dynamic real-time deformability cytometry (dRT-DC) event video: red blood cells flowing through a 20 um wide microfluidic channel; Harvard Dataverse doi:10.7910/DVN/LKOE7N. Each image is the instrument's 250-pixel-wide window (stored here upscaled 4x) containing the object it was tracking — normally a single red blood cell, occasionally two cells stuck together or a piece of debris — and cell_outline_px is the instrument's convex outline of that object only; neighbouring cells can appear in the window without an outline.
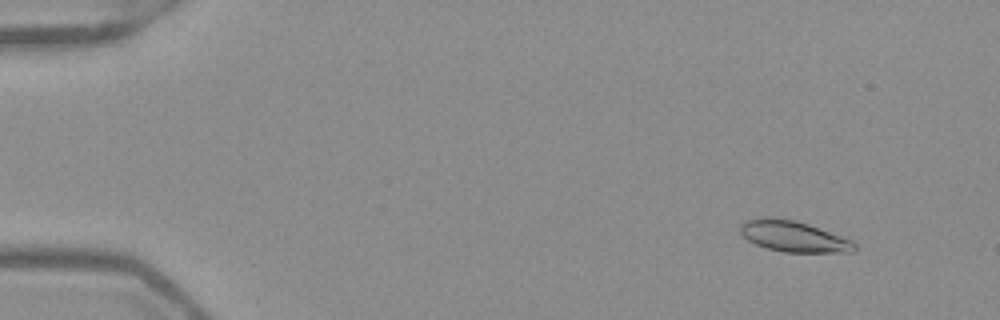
{"species": "Egyptian fruit bat (a non-hibernating species)", "species_latin": "Rousettus aegyptiacus", "temperature_condition": "warm", "stored_images_in_passage": 53, "camera_frame_rate_fps": 3000, "um_per_image_px": 0.085, "frame": {"image": 1, "passage_image": 6, "time_ms": 1.667, "image_size_px": [1000, 320], "cell_outline_px": [[856, 248], [852, 252], [784, 252], [768, 248], [756, 244], [748, 240], [740, 232], [740, 224], [744, 220], [764, 216], [768, 216], [796, 220], [808, 224], [852, 240], [856, 244]], "centroid_in_image_um": [67.42, 20.07], "position_along_channel_um": 17.6, "area_um2": 20.63}}
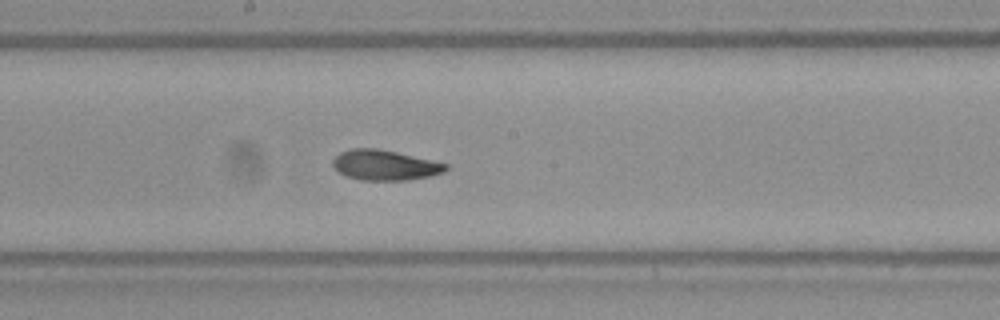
{"frame": {"image": 2, "passage_image": 30, "time_ms": 9.667, "image_size_px": [1000, 320], "cell_outline_px": [[448, 168], [444, 172], [428, 176], [408, 180], [360, 180], [348, 176], [340, 172], [332, 164], [332, 160], [340, 152], [352, 148], [376, 148], [396, 152], [432, 160], [448, 164]], "centroid_in_image_um": [32.71, 14.03], "position_along_channel_um": 215.5, "area_um2": 19.71}}
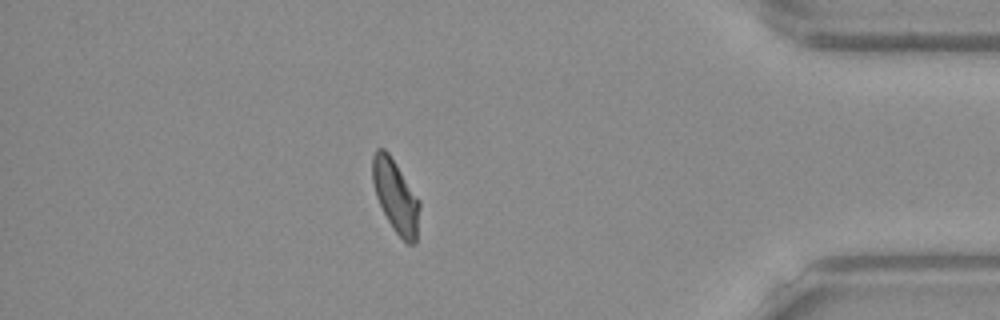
{"frame": {"image": 3, "passage_image": 47, "time_ms": 15.333, "image_size_px": [1000, 320], "cell_outline_px": [[420, 204], [416, 244], [408, 244], [392, 228], [376, 196], [372, 180], [372, 156], [376, 148], [384, 148], [388, 152], [420, 200]], "centroid_in_image_um": [33.63, 16.66], "position_along_channel_um": 401.6, "area_um2": 19.83}, "authors_computed_cell_mechanics": {"area_um2": 20.1722, "velocity_mm_per_s": 3.9238, "shape_relaxation_time_tau1_ms": 2.5818, "shape_relaxation_time_tau2_ms": 1.7295, "deformation_change_tau1": 0.1413, "deformation_change_tau2": 0.079}}